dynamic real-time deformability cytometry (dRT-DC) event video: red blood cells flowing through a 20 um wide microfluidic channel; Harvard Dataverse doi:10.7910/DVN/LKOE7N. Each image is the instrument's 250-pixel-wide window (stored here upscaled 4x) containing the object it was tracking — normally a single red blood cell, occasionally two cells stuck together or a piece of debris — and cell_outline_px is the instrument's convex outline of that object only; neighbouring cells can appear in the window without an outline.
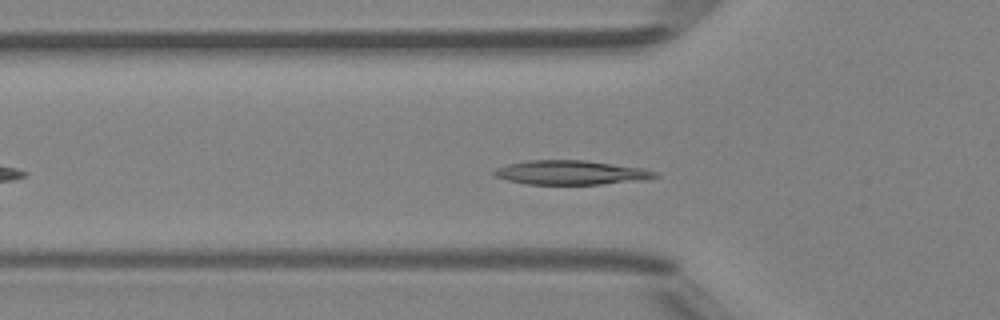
{"species": "Egyptian fruit bat (a non-hibernating species)", "species_latin": "Rousettus aegyptiacus", "temperature_condition": "room temperature", "stored_images_in_passage": 19, "camera_frame_rate_fps": 3000, "um_per_image_px": 0.085, "animal": {"sex": "female"}, "frame": {"image": 1, "passage_image": 7, "time_ms": 2.0, "image_size_px": [1000, 320], "cell_outline_px": [[660, 176], [644, 180], [600, 184], [528, 184], [508, 180], [496, 176], [492, 172], [496, 168], [508, 164], [528, 160], [584, 160], [644, 168], [656, 172]], "centroid_in_image_um": [48.56, 14.66], "position_along_channel_um": 77.2, "area_um2": 22.6}}
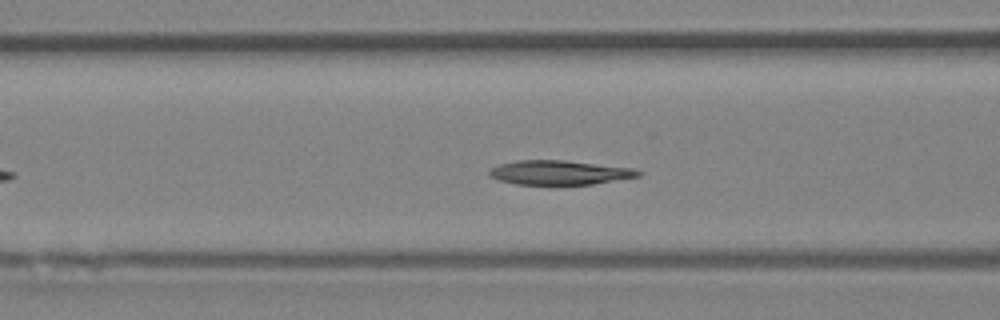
{"frame": {"image": 2, "passage_image": 10, "time_ms": 3.0, "image_size_px": [1000, 320], "cell_outline_px": [[644, 172], [640, 176], [592, 184], [548, 188], [516, 184], [500, 180], [488, 176], [488, 172], [492, 168], [500, 164], [516, 160], [564, 160], [632, 168]], "centroid_in_image_um": [47.52, 14.71], "position_along_channel_um": 119.1, "area_um2": 22.02}}
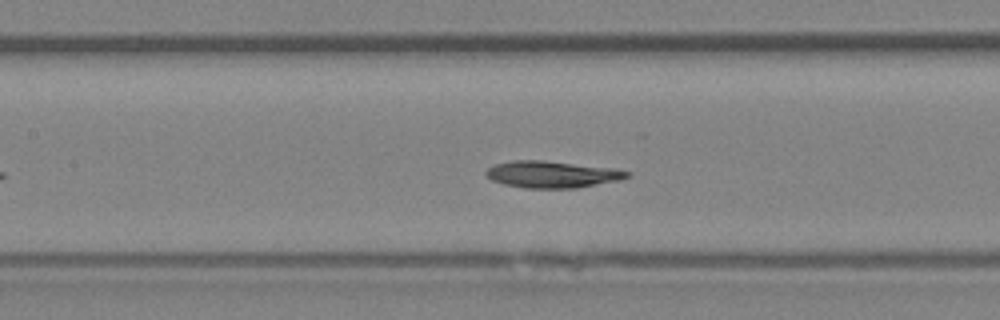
{"frame": {"image": 3, "passage_image": 13, "time_ms": 4.0, "image_size_px": [1000, 320], "cell_outline_px": [[632, 176], [620, 180], [576, 188], [524, 188], [504, 184], [492, 180], [484, 172], [492, 164], [512, 160], [544, 160], [616, 168], [632, 172]], "centroid_in_image_um": [46.96, 14.81], "position_along_channel_um": 160.4, "area_um2": 22.31}}